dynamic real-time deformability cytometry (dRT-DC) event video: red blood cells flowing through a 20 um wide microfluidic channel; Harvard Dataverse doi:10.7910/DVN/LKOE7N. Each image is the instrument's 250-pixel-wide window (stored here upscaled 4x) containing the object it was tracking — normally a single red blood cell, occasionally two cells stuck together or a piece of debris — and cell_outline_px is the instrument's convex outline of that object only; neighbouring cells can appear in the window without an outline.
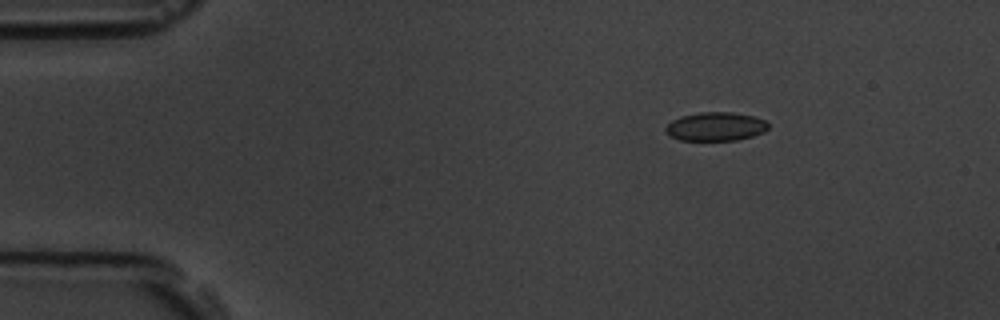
{"species": "common noctule bat (a hibernating species)", "species_latin": "Nyctalus noctula", "temperature_condition": "room temperature", "stored_images_in_passage": 10, "camera_frame_rate_fps": 3000, "um_per_image_px": 0.085, "animal": {"sex": "male", "body_mass_g": 19.5, "forearm_length_mm": 54.6}, "frame": {"image": 1, "passage_image": 2, "time_ms": 1.333, "image_size_px": [1000, 320], "cell_outline_px": [[768, 128], [764, 132], [752, 136], [736, 140], [680, 140], [668, 136], [664, 128], [672, 120], [680, 116], [700, 112], [732, 112], [752, 116], [764, 120], [768, 124]], "centroid_in_image_um": [60.79, 10.76], "position_along_channel_um": 24.2, "area_um2": 17.17}}
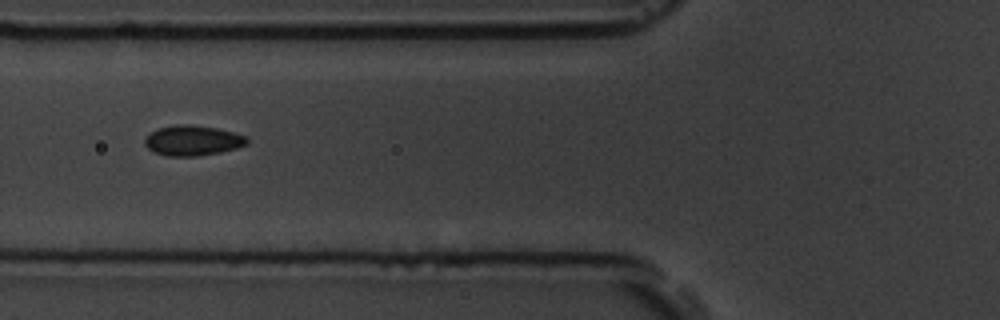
{"frame": {"image": 2, "passage_image": 6, "time_ms": 5.667, "image_size_px": [1000, 320], "cell_outline_px": [[248, 144], [236, 148], [220, 152], [196, 156], [168, 156], [156, 152], [148, 148], [144, 144], [144, 140], [152, 132], [160, 128], [176, 124], [192, 124], [216, 128], [248, 136]], "centroid_in_image_um": [16.41, 11.94], "position_along_channel_um": 109.4, "area_um2": 17.86}}
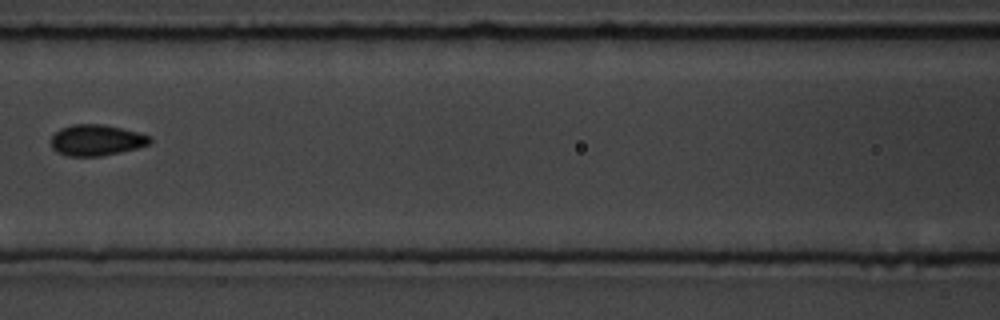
{"frame": {"image": 3, "passage_image": 7, "time_ms": 7.0, "image_size_px": [1000, 320], "cell_outline_px": [[152, 140], [148, 144], [136, 148], [120, 152], [100, 156], [68, 156], [56, 152], [52, 148], [52, 136], [60, 128], [72, 124], [104, 124], [152, 136]], "centroid_in_image_um": [8.18, 11.91], "position_along_channel_um": 158.4, "area_um2": 17.8}}